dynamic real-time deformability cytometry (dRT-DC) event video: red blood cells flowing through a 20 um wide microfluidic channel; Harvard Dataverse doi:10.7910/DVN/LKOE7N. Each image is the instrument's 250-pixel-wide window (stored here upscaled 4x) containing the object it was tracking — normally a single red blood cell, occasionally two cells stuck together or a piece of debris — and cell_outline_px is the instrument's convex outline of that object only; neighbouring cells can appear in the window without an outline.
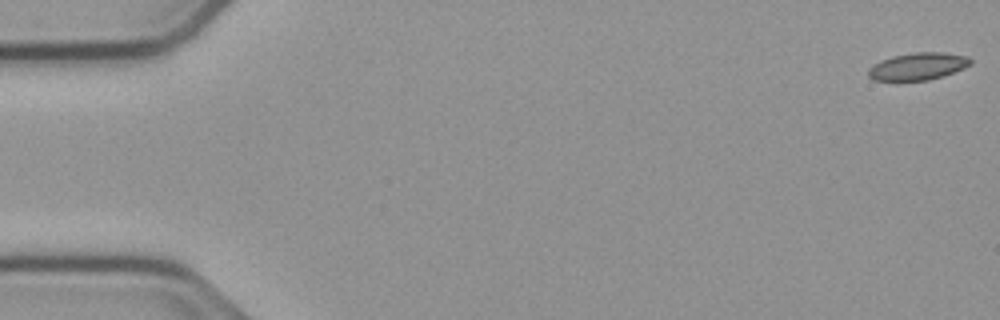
{"species": "common noctule bat (a hibernating species)", "species_latin": "Nyctalus noctula", "temperature_condition": "cold", "stored_images_in_passage": 55, "camera_frame_rate_fps": 3000, "um_per_image_px": 0.085, "animal": {"sex": "male", "body_mass_g": 23.1, "forearm_length_mm": 52.7}, "frame": {"image": 1, "passage_image": 1, "time_ms": 0.0, "image_size_px": [1000, 320], "cell_outline_px": [[972, 64], [964, 68], [928, 80], [872, 80], [868, 76], [868, 68], [872, 64], [880, 60], [892, 56], [916, 52], [944, 52], [968, 56], [972, 60]], "centroid_in_image_um": [78.0, 5.62], "position_along_channel_um": 7.0, "area_um2": 16.24}}
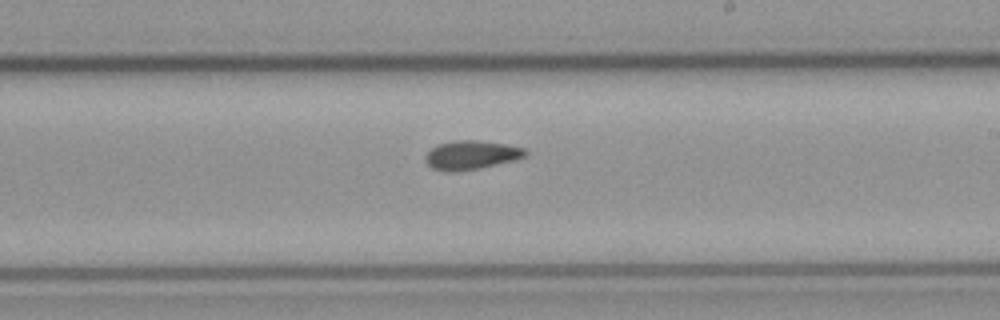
{"frame": {"image": 2, "passage_image": 32, "time_ms": 10.333, "image_size_px": [1000, 320], "cell_outline_px": [[528, 152], [524, 156], [516, 160], [480, 168], [456, 172], [444, 172], [432, 168], [424, 160], [424, 156], [432, 148], [440, 144], [456, 140], [476, 140], [508, 144], [524, 148]], "centroid_in_image_um": [40.05, 13.19], "position_along_channel_um": 248.9, "area_um2": 16.94}}
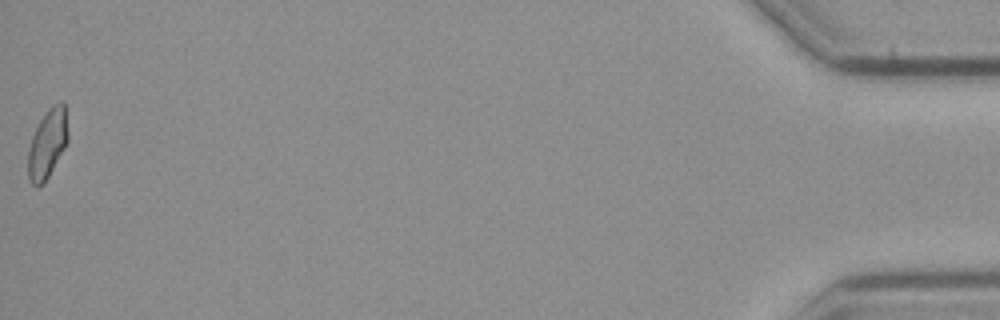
{"frame": {"image": 3, "passage_image": 55, "time_ms": 18.0, "image_size_px": [1000, 320], "cell_outline_px": [[68, 140], [64, 148], [44, 184], [36, 188], [32, 184], [28, 176], [28, 148], [32, 136], [40, 120], [48, 108], [52, 104], [60, 100], [64, 100], [68, 132]], "centroid_in_image_um": [4.03, 12.19], "position_along_channel_um": 431.2, "area_um2": 16.18}, "authors_computed_cell_mechanics": {"area_um2": 16.4152, "velocity_mm_per_s": 3.7618, "shape_relaxation_time_tau1_ms": null, "shape_relaxation_time_tau2_ms": 4.2966, "deformation_change_tau1": null, "deformation_change_tau2": 0.0839}}